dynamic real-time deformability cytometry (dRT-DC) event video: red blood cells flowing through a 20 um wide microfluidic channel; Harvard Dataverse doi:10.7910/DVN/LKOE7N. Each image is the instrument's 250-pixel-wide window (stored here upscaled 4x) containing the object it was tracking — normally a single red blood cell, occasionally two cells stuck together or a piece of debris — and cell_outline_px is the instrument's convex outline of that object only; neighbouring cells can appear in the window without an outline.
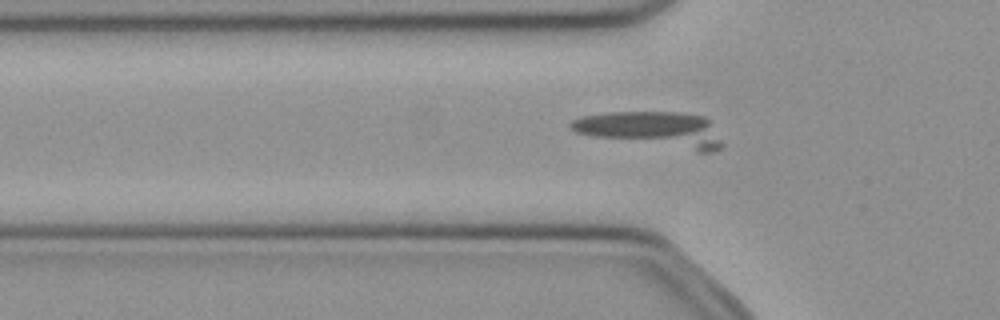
{"species": "common noctule bat (a hibernating species)", "species_latin": "Nyctalus noctula", "temperature_condition": "cold", "stored_images_in_passage": 55, "camera_frame_rate_fps": 3000, "um_per_image_px": 0.085, "animal": {"sex": "female", "body_mass_g": 21.9}, "frame": {"image": 1, "passage_image": 18, "time_ms": 5.667, "image_size_px": [1000, 320], "cell_outline_px": [[724, 144], [720, 148], [712, 152], [696, 152], [592, 136], [576, 132], [568, 128], [568, 124], [572, 120], [584, 116], [612, 112], [680, 112], [704, 116], [708, 120]], "centroid_in_image_um": [55.46, 11.01], "position_along_channel_um": 70.3, "area_um2": 31.39}}
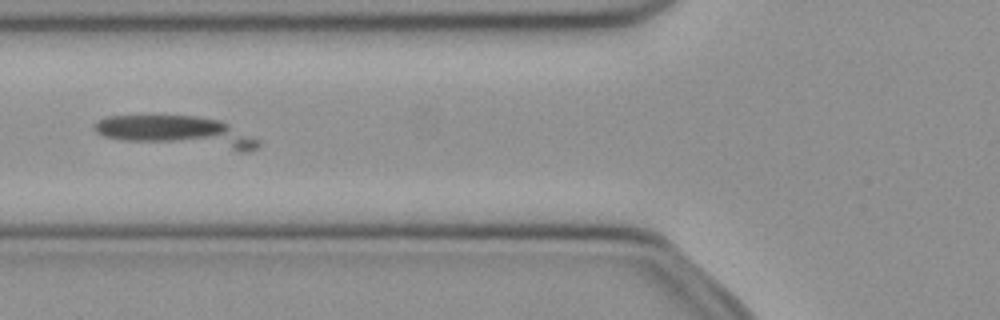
{"frame": {"image": 2, "passage_image": 21, "time_ms": 6.667, "image_size_px": [1000, 320], "cell_outline_px": [[260, 144], [256, 148], [248, 152], [236, 152], [124, 140], [104, 136], [96, 132], [92, 128], [100, 120], [108, 116], [196, 116], [220, 120], [260, 140]], "centroid_in_image_um": [15.13, 11.23], "position_along_channel_um": 110.7, "area_um2": 29.88}}
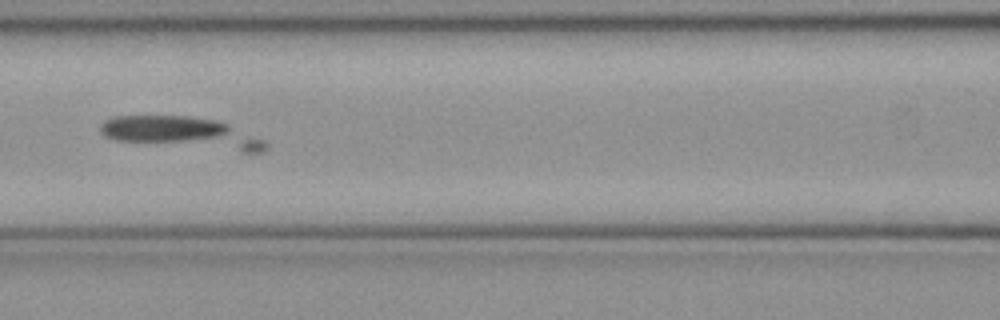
{"frame": {"image": 3, "passage_image": 24, "time_ms": 7.667, "image_size_px": [1000, 320], "cell_outline_px": [[268, 148], [264, 152], [244, 152], [116, 140], [104, 136], [100, 132], [100, 124], [104, 120], [116, 116], [188, 116], [216, 120], [228, 124], [264, 140], [268, 144]], "centroid_in_image_um": [15.46, 11.29], "position_along_channel_um": 151.1, "area_um2": 30.17}}